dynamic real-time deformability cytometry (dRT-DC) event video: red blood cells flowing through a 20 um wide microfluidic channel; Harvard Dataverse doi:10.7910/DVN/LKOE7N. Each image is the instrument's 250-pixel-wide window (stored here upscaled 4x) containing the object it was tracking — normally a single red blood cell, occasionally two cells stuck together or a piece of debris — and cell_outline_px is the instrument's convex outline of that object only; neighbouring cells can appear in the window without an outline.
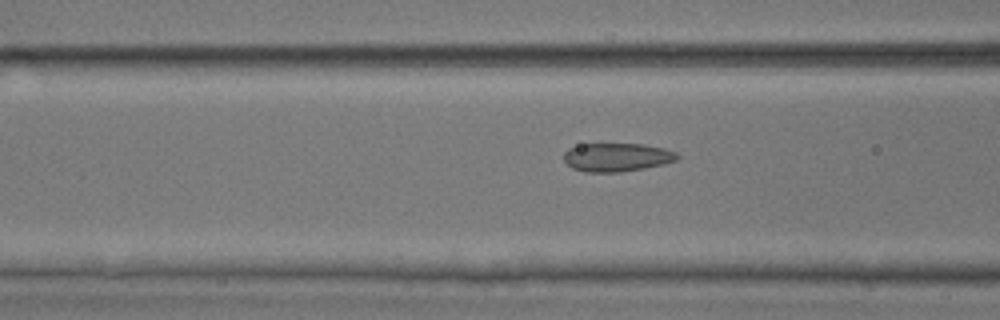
{"species": "common noctule bat (a hibernating species)", "species_latin": "Nyctalus noctula", "temperature_condition": "room temperature", "stored_images_in_passage": 37, "camera_frame_rate_fps": 3000, "um_per_image_px": 0.085, "animal": {"sex": "male", "body_mass_g": 17.9, "forearm_length_mm": 54.2}, "frame": {"image": 1, "passage_image": 7, "time_ms": 2.0, "image_size_px": [1000, 320], "cell_outline_px": [[680, 156], [676, 160], [664, 164], [644, 168], [620, 172], [584, 172], [572, 168], [564, 160], [564, 152], [568, 148], [580, 144], [644, 144], [664, 148], [676, 152]], "centroid_in_image_um": [52.43, 13.36], "position_along_channel_um": 114.2, "area_um2": 18.9}}
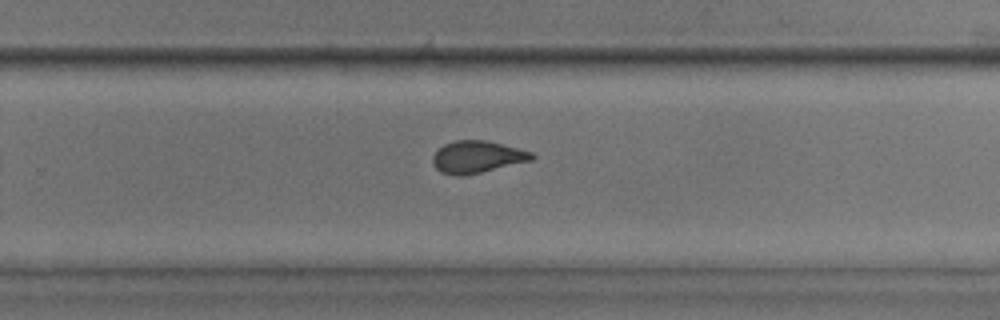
{"frame": {"image": 2, "passage_image": 20, "time_ms": 6.333, "image_size_px": [1000, 320], "cell_outline_px": [[536, 156], [532, 160], [480, 172], [460, 176], [456, 176], [440, 172], [436, 168], [432, 160], [432, 156], [444, 144], [456, 140], [484, 140], [532, 152]], "centroid_in_image_um": [40.53, 13.34], "position_along_channel_um": 289.3, "area_um2": 18.21}}
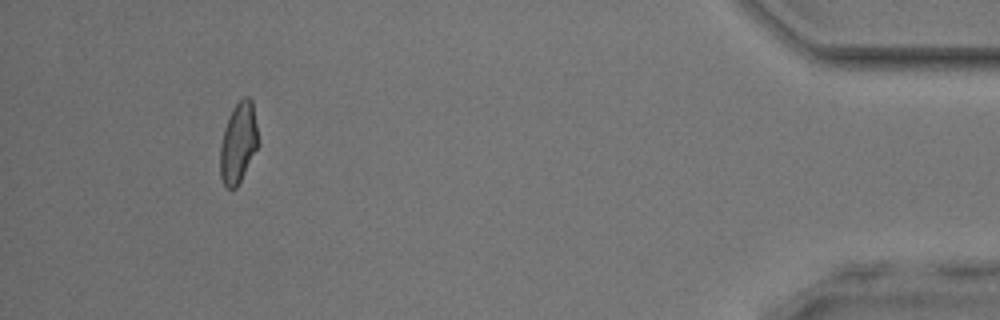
{"frame": {"image": 3, "passage_image": 34, "time_ms": 11.0, "image_size_px": [1000, 320], "cell_outline_px": [[260, 144], [236, 188], [228, 188], [224, 184], [220, 176], [220, 144], [224, 128], [228, 116], [232, 108], [244, 96], [248, 96], [252, 100]], "centroid_in_image_um": [20.26, 12.11], "position_along_channel_um": 414.9, "area_um2": 18.03}, "authors_computed_cell_mechanics": {"area_um2": 18.3804, "velocity_mm_per_s": 4.0587, "shape_relaxation_time_tau1_ms": null, "shape_relaxation_time_tau2_ms": 1.2476, "deformation_change_tau1": null, "deformation_change_tau2": 0.0692}}